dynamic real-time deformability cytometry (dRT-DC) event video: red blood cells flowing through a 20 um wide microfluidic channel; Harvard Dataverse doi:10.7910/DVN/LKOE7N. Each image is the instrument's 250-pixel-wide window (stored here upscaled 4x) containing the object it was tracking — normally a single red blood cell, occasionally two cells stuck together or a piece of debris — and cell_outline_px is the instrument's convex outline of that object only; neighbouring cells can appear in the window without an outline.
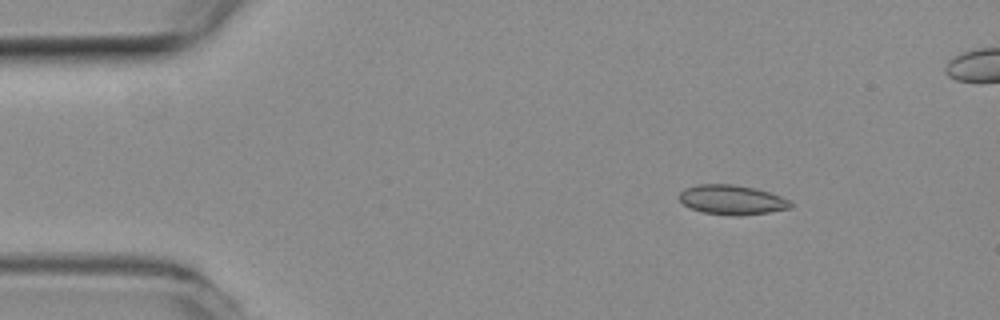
{"species": "common noctule bat (a hibernating species)", "species_latin": "Nyctalus noctula", "temperature_condition": "room temperature", "stored_images_in_passage": 50, "segment_of_instrument_passage": [1, 2], "camera_frame_rate_fps": 3000, "um_per_image_px": 0.085, "animal": {"sex": "female", "body_mass_g": 19.3, "forearm_length_mm": 54.1}, "frame": {"image": 1, "passage_image": 2, "time_ms": 0.333, "image_size_px": [1000, 320], "cell_outline_px": [[792, 208], [768, 212], [740, 216], [732, 216], [704, 212], [692, 208], [684, 204], [676, 196], [684, 188], [696, 184], [732, 184], [756, 188], [792, 200]], "centroid_in_image_um": [62.22, 16.98], "position_along_channel_um": 22.8, "area_um2": 19.36}}
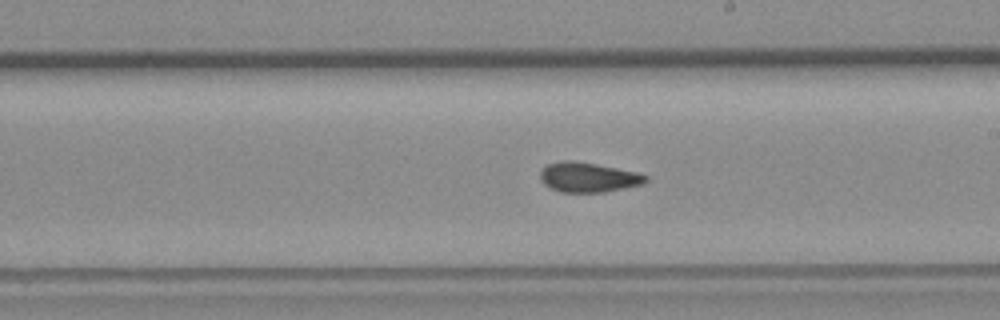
{"frame": {"image": 2, "passage_image": 25, "time_ms": 8.0, "image_size_px": [1000, 320], "cell_outline_px": [[648, 180], [644, 184], [604, 192], [560, 192], [544, 184], [540, 180], [540, 172], [548, 164], [564, 160], [572, 160], [596, 164], [636, 172], [648, 176]], "centroid_in_image_um": [50.0, 15.07], "position_along_channel_um": 239.0, "area_um2": 18.21}}
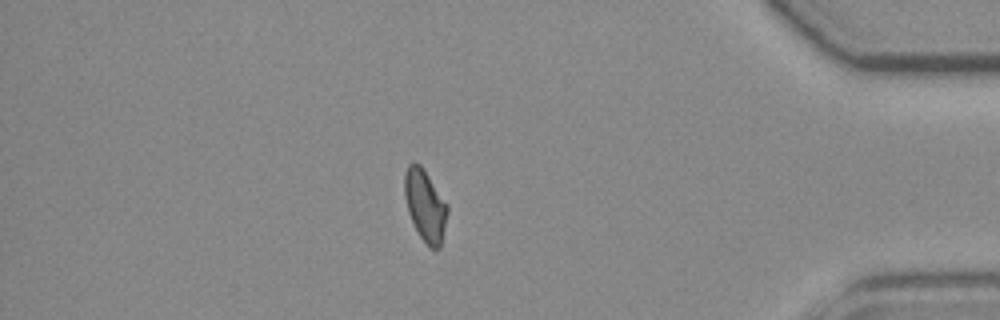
{"frame": {"image": 3, "passage_image": 41, "time_ms": 13.333, "image_size_px": [1000, 320], "cell_outline_px": [[448, 212], [440, 248], [432, 248], [420, 236], [408, 212], [404, 196], [404, 172], [408, 164], [412, 160], [420, 164], [424, 168], [448, 204]], "centroid_in_image_um": [36.13, 17.38], "position_along_channel_um": 399.1, "area_um2": 17.98}}